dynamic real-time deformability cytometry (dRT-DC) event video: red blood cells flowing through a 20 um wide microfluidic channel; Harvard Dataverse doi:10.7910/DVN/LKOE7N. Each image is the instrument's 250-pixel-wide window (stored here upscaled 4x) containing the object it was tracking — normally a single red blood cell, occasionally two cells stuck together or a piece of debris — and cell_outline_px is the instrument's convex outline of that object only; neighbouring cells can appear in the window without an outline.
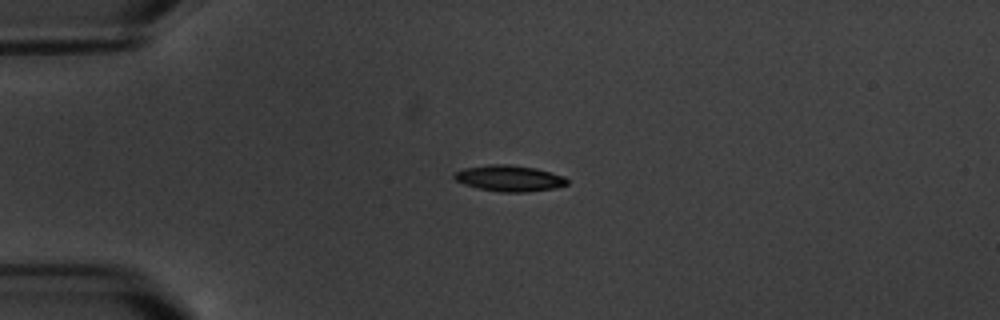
{"species": "common noctule bat (a hibernating species)", "species_latin": "Nyctalus noctula", "temperature_condition": "warm", "stored_images_in_passage": 3, "camera_frame_rate_fps": 3000, "um_per_image_px": 0.085, "animal": {"sex": "male", "body_mass_g": 20.1, "forearm_length_mm": 53.5}, "frame": {"image": 1, "passage_image": 3, "time_ms": 2.333, "image_size_px": [1000, 320], "cell_outline_px": [[568, 184], [556, 188], [528, 192], [500, 192], [476, 188], [464, 184], [456, 180], [452, 176], [456, 172], [464, 168], [492, 164], [508, 164], [536, 168], [564, 176], [568, 180]], "centroid_in_image_um": [43.3, 15.16], "position_along_channel_um": 41.7, "area_um2": 17.22}}